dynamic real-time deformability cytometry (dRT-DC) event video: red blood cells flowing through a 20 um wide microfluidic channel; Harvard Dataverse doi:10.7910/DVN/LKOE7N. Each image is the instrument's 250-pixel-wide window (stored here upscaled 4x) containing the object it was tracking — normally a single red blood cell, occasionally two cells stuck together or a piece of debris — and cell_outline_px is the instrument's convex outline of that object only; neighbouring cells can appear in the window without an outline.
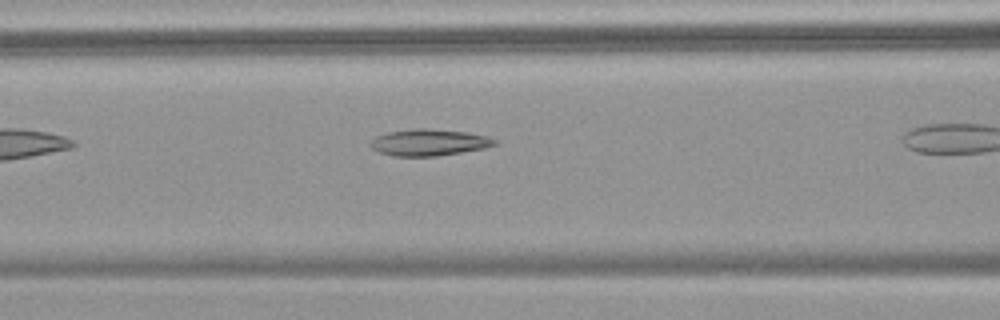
{"species": "common noctule bat (a hibernating species)", "species_latin": "Nyctalus noctula", "temperature_condition": "warm", "stored_images_in_passage": 14, "camera_frame_rate_fps": 3000, "um_per_image_px": 0.085, "animal": {"sex": "female", "body_mass_g": 18.4}, "frame": {"image": 1, "passage_image": 3, "time_ms": 0.667, "image_size_px": [1000, 320], "cell_outline_px": [[496, 144], [484, 148], [436, 156], [392, 156], [376, 152], [368, 144], [368, 140], [376, 136], [388, 132], [412, 128], [428, 128], [468, 132], [488, 136], [496, 140]], "centroid_in_image_um": [36.39, 12.1], "position_along_channel_um": 130.2, "area_um2": 19.48}}
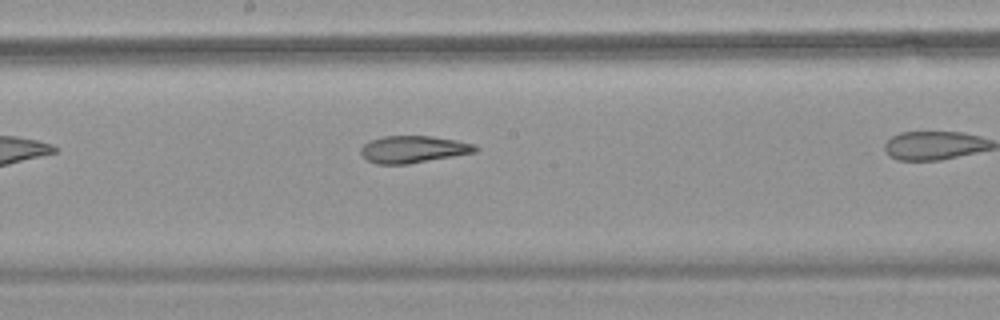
{"frame": {"image": 2, "passage_image": 10, "time_ms": 3.0, "image_size_px": [1000, 320], "cell_outline_px": [[480, 148], [476, 152], [408, 164], [376, 164], [368, 160], [360, 152], [360, 148], [368, 140], [384, 136], [432, 136], [456, 140], [476, 144]], "centroid_in_image_um": [35.14, 12.68], "position_along_channel_um": 213.1, "area_um2": 18.15}}